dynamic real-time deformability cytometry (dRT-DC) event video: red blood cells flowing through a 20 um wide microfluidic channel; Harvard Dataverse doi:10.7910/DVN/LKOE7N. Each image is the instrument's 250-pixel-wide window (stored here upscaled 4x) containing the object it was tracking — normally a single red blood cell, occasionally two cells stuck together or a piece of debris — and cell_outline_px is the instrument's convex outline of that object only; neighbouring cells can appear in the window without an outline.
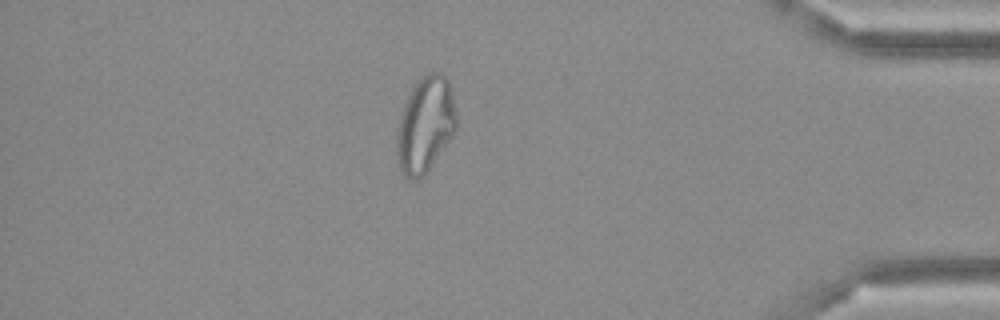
{"species": "Egyptian fruit bat (a non-hibernating species)", "species_latin": "Rousettus aegyptiacus", "temperature_condition": "cold", "stored_images_in_passage": 50, "camera_frame_rate_fps": 3000, "um_per_image_px": 0.085, "frame": {"image": 1, "passage_image": 43, "time_ms": 14.0, "image_size_px": [1000, 320], "cell_outline_px": [[456, 128], [452, 136], [424, 176], [420, 180], [412, 180], [404, 176], [396, 160], [396, 136], [400, 116], [404, 104], [412, 88], [420, 76], [428, 72], [444, 72], [448, 80], [452, 96], [456, 116]], "centroid_in_image_um": [36.12, 10.61], "position_along_channel_um": 399.1, "area_um2": 33.41}}